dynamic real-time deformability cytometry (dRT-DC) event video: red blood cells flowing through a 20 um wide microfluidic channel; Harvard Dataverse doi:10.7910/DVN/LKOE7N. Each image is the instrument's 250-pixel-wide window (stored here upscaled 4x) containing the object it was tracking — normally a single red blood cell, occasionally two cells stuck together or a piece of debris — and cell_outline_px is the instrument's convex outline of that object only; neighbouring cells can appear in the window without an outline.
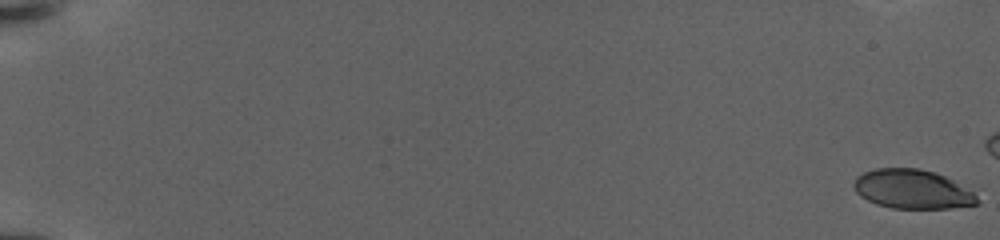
{"species": "human", "species_latin": "Homo sapiens", "temperature_condition": "warm", "stored_images_in_passage": 84, "camera_frame_rate_fps": 3000, "um_per_image_px": 0.085, "donor": {"sex": "female"}, "frame": {"image": 1, "passage_image": 1, "time_ms": 0.0, "image_size_px": [1000, 240], "cell_outline_px": [[980, 204], [952, 208], [892, 208], [876, 204], [860, 196], [856, 192], [852, 184], [856, 176], [864, 172], [876, 168], [920, 168], [944, 176], [952, 180], [972, 192], [980, 200]], "centroid_in_image_um": [77.52, 16.08], "position_along_channel_um": 7.5, "area_um2": 28.09}}